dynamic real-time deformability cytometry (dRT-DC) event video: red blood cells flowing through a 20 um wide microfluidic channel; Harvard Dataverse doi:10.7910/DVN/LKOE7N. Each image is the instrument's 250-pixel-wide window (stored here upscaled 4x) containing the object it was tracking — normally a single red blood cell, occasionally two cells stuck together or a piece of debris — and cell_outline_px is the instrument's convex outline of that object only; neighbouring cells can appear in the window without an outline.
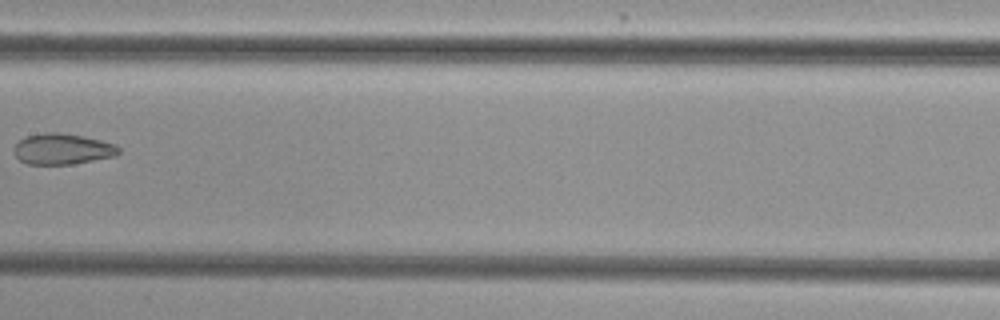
{"species": "common noctule bat (a hibernating species)", "species_latin": "Nyctalus noctula", "temperature_condition": "cold", "stored_images_in_passage": 8, "camera_frame_rate_fps": 3000, "um_per_image_px": 0.085, "animal": {"sex": "female", "body_mass_g": 29.2, "forearm_length_mm": 56.3}, "frame": {"image": 1, "passage_image": 8, "time_ms": 8.667, "image_size_px": [1000, 320], "cell_outline_px": [[120, 152], [116, 156], [72, 164], [28, 164], [20, 160], [12, 152], [12, 148], [24, 136], [44, 132], [60, 132], [84, 136], [116, 144], [120, 148]], "centroid_in_image_um": [5.29, 12.65], "position_along_channel_um": 202.1, "area_um2": 19.07}}